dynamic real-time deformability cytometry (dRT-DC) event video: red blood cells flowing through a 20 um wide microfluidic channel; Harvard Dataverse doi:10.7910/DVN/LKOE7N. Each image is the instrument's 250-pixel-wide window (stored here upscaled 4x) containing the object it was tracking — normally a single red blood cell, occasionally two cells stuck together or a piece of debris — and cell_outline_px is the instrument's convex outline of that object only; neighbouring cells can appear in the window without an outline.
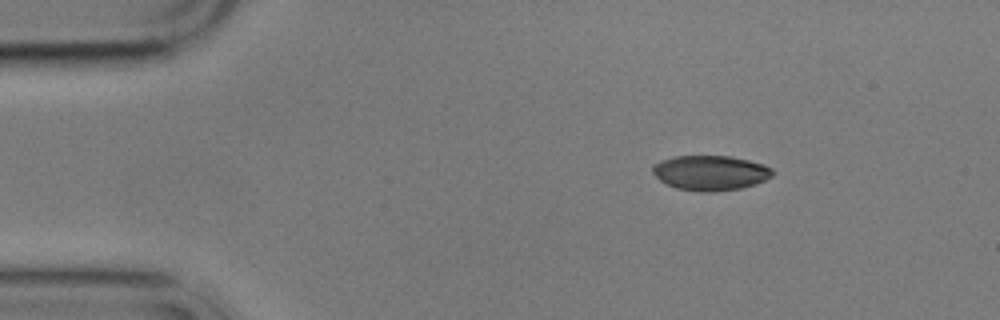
{"species": "common noctule bat (a hibernating species)", "species_latin": "Nyctalus noctula", "temperature_condition": "cold", "stored_images_in_passage": 4, "camera_frame_rate_fps": 3000, "um_per_image_px": 0.085, "animal": {"sex": "male", "body_mass_g": 17.9}, "frame": {"image": 1, "passage_image": 1, "time_ms": 0.0, "image_size_px": [1000, 320], "cell_outline_px": [[776, 172], [772, 176], [756, 184], [740, 188], [716, 192], [704, 192], [676, 188], [660, 180], [652, 172], [652, 164], [660, 160], [676, 156], [732, 156], [764, 164], [772, 168]], "centroid_in_image_um": [60.4, 14.68], "position_along_channel_um": 24.6, "area_um2": 24.57}}